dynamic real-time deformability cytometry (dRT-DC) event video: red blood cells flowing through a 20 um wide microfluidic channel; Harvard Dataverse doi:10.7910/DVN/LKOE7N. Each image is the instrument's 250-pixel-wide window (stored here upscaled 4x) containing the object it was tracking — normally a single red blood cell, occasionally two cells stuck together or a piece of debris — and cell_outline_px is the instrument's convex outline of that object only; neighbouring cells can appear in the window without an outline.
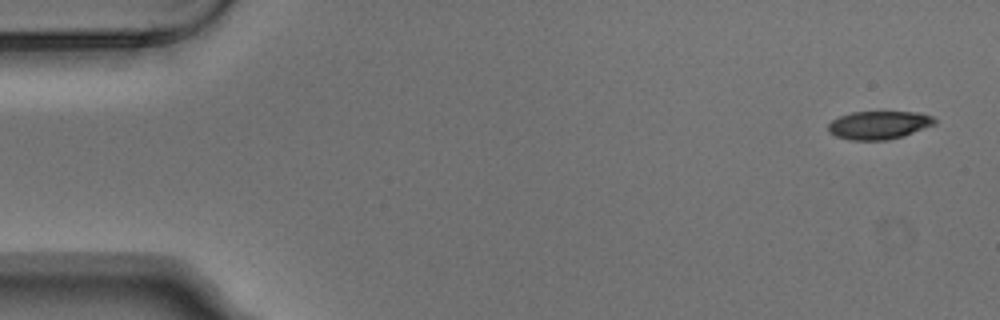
{"species": "Egyptian fruit bat (a non-hibernating species)", "species_latin": "Rousettus aegyptiacus", "temperature_condition": "warm", "stored_images_in_passage": 7, "camera_frame_rate_fps": 3000, "um_per_image_px": 0.085, "animal": {"sex": "male"}, "frame": {"image": 1, "passage_image": 1, "time_ms": 0.0, "image_size_px": [1000, 320], "cell_outline_px": [[936, 124], [904, 136], [888, 140], [848, 140], [836, 136], [828, 132], [828, 124], [832, 120], [840, 116], [852, 112], [920, 112], [932, 116], [936, 120]], "centroid_in_image_um": [74.71, 10.63], "position_along_channel_um": 10.3, "area_um2": 17.63}}
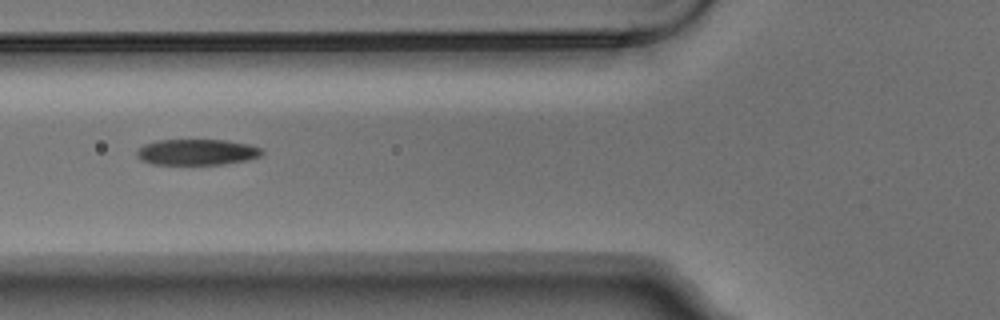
{"frame": {"image": 2, "passage_image": 6, "time_ms": 1.667, "image_size_px": [1000, 320], "cell_outline_px": [[264, 152], [260, 156], [248, 160], [224, 164], [152, 164], [140, 160], [136, 156], [136, 148], [144, 144], [156, 140], [228, 140], [248, 144], [264, 148]], "centroid_in_image_um": [16.73, 12.92], "position_along_channel_um": 109.1, "area_um2": 19.19}}
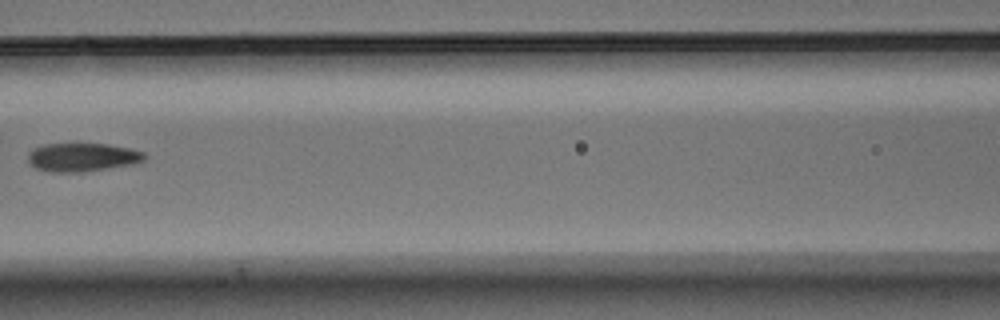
{"frame": {"image": 3, "passage_image": 7, "time_ms": 2.0, "image_size_px": [1000, 320], "cell_outline_px": [[148, 156], [144, 160], [132, 164], [84, 172], [52, 172], [36, 168], [28, 160], [28, 152], [32, 148], [44, 144], [76, 140], [108, 144], [132, 148], [144, 152]], "centroid_in_image_um": [6.99, 13.3], "position_along_channel_um": 159.6, "area_um2": 20.35}}